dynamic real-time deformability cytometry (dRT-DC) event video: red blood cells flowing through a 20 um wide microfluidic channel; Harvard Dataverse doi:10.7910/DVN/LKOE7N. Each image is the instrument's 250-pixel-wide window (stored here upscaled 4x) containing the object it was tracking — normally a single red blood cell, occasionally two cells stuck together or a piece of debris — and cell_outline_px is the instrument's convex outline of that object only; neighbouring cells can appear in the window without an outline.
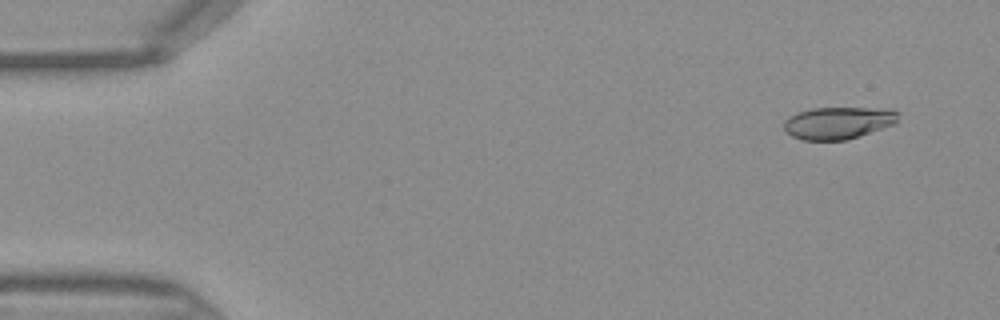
{"species": "Egyptian fruit bat (a non-hibernating species)", "species_latin": "Rousettus aegyptiacus", "temperature_condition": "warm", "stored_images_in_passage": 43, "camera_frame_rate_fps": 3000, "um_per_image_px": 0.085, "frame": {"image": 1, "passage_image": 1, "time_ms": 0.0, "image_size_px": [1000, 320], "cell_outline_px": [[900, 112], [896, 124], [844, 140], [804, 140], [792, 136], [784, 128], [784, 120], [800, 112], [812, 108], [892, 108]], "centroid_in_image_um": [71.31, 10.43], "position_along_channel_um": 13.7, "area_um2": 21.33}}
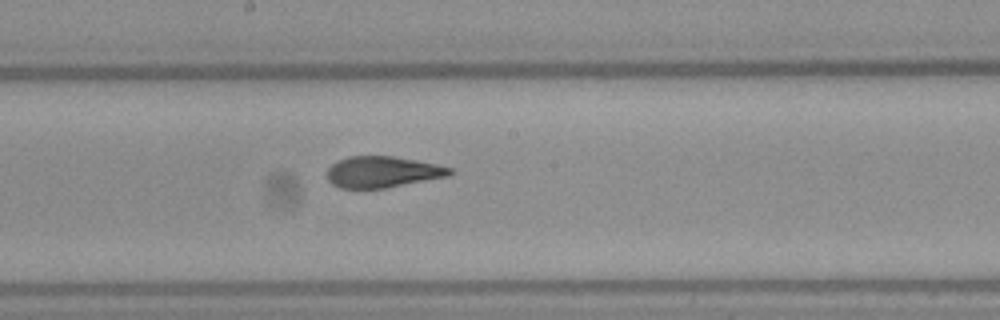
{"frame": {"image": 2, "passage_image": 22, "time_ms": 7.0, "image_size_px": [1000, 320], "cell_outline_px": [[452, 172], [448, 176], [384, 188], [340, 188], [332, 184], [328, 180], [328, 168], [332, 164], [348, 156], [392, 156], [416, 160], [436, 164], [452, 168]], "centroid_in_image_um": [32.5, 14.61], "position_along_channel_um": 215.7, "area_um2": 22.08}}
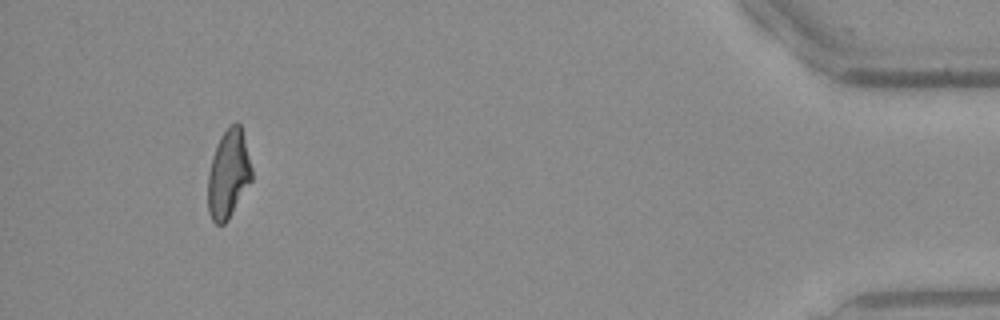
{"frame": {"image": 3, "passage_image": 40, "time_ms": 13.0, "image_size_px": [1000, 320], "cell_outline_px": [[252, 180], [228, 220], [224, 224], [216, 224], [212, 220], [208, 212], [208, 172], [216, 144], [220, 136], [236, 120], [240, 124], [252, 168]], "centroid_in_image_um": [19.41, 14.81], "position_along_channel_um": 415.8, "area_um2": 22.54}}